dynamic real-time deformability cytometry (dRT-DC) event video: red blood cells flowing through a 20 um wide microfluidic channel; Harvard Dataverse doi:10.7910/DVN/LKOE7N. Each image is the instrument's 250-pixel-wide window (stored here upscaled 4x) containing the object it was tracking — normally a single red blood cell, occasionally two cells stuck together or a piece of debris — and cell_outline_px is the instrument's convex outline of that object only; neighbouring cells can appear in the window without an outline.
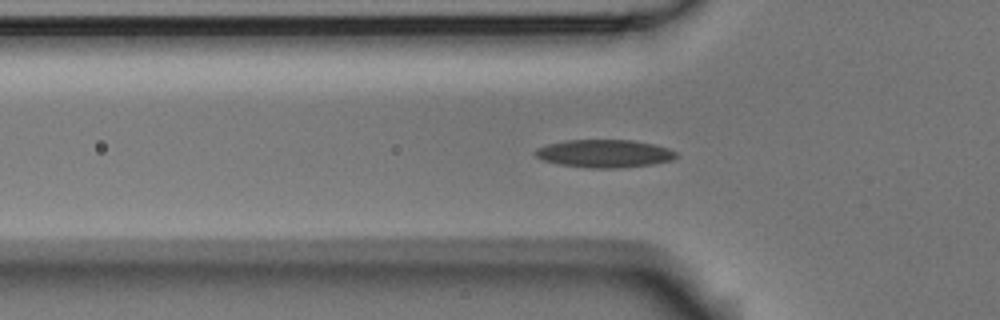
{"species": "Egyptian fruit bat (a non-hibernating species)", "species_latin": "Rousettus aegyptiacus", "temperature_condition": "room temperature", "stored_images_in_passage": 42, "camera_frame_rate_fps": 3000, "um_per_image_px": 0.085, "animal": {"sex": "male"}, "frame": {"image": 1, "passage_image": 5, "time_ms": 1.333, "image_size_px": [1000, 320], "cell_outline_px": [[680, 156], [672, 160], [652, 164], [620, 168], [588, 168], [560, 164], [540, 160], [532, 152], [536, 148], [548, 144], [568, 140], [632, 140], [652, 144], [668, 148], [676, 152]], "centroid_in_image_um": [51.36, 13.06], "position_along_channel_um": 74.4, "area_um2": 23.0}}
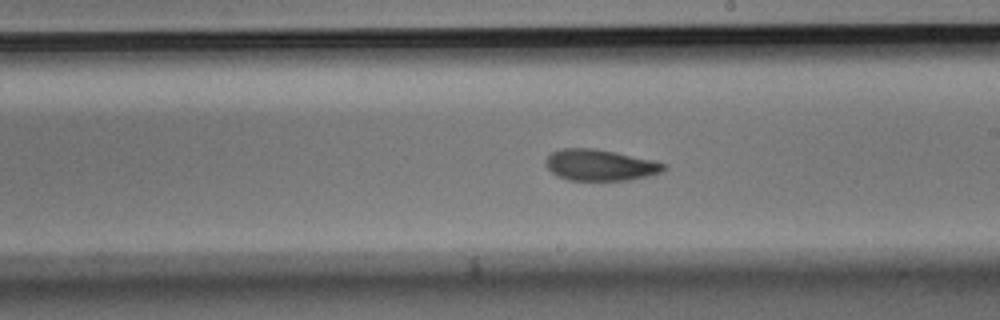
{"frame": {"image": 2, "passage_image": 18, "time_ms": 5.667, "image_size_px": [1000, 320], "cell_outline_px": [[668, 164], [660, 172], [648, 176], [632, 180], [568, 180], [556, 176], [544, 164], [544, 160], [552, 152], [560, 148], [592, 148], [652, 160]], "centroid_in_image_um": [50.96, 14.04], "position_along_channel_um": 238.0, "area_um2": 21.39}}
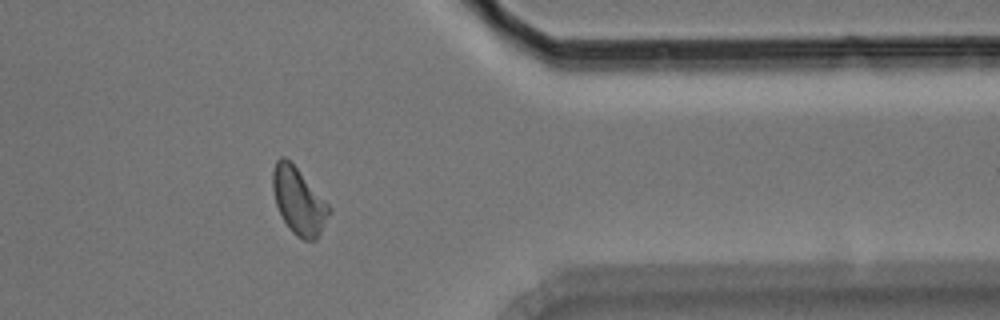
{"frame": {"image": 3, "passage_image": 31, "time_ms": 10.0, "image_size_px": [1000, 320], "cell_outline_px": [[332, 212], [316, 240], [304, 240], [296, 236], [292, 232], [284, 220], [276, 204], [272, 188], [272, 172], [276, 160], [280, 156], [284, 156], [296, 168], [332, 208]], "centroid_in_image_um": [25.39, 17.1], "position_along_channel_um": 386.0, "area_um2": 21.62}, "authors_computed_cell_mechanics": {"area_um2": 21.5883, "velocity_mm_per_s": 3.7508, "shape_relaxation_time_tau1_ms": 5.9098, "shape_relaxation_time_tau2_ms": 4.3463, "deformation_change_tau1": 0.1544, "deformation_change_tau2": 0.115}}